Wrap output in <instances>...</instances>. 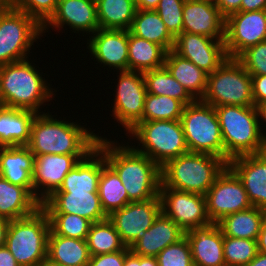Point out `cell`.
I'll return each mask as SVG.
<instances>
[{"mask_svg": "<svg viewBox=\"0 0 266 266\" xmlns=\"http://www.w3.org/2000/svg\"><path fill=\"white\" fill-rule=\"evenodd\" d=\"M118 140L99 136L97 149L116 171L131 202L146 201L159 196L161 168L148 156Z\"/></svg>", "mask_w": 266, "mask_h": 266, "instance_id": "6da1fadb", "label": "cell"}, {"mask_svg": "<svg viewBox=\"0 0 266 266\" xmlns=\"http://www.w3.org/2000/svg\"><path fill=\"white\" fill-rule=\"evenodd\" d=\"M36 114L34 117L29 150L37 155L46 154H90L97 147L99 133L86 128L78 122L66 121V117L56 119L50 111Z\"/></svg>", "mask_w": 266, "mask_h": 266, "instance_id": "7a4b0ae2", "label": "cell"}, {"mask_svg": "<svg viewBox=\"0 0 266 266\" xmlns=\"http://www.w3.org/2000/svg\"><path fill=\"white\" fill-rule=\"evenodd\" d=\"M29 59L0 66V105L45 113L42 106L55 100L57 90Z\"/></svg>", "mask_w": 266, "mask_h": 266, "instance_id": "3957f363", "label": "cell"}, {"mask_svg": "<svg viewBox=\"0 0 266 266\" xmlns=\"http://www.w3.org/2000/svg\"><path fill=\"white\" fill-rule=\"evenodd\" d=\"M224 144V160L266 151L256 106L222 105L215 107Z\"/></svg>", "mask_w": 266, "mask_h": 266, "instance_id": "277c9868", "label": "cell"}, {"mask_svg": "<svg viewBox=\"0 0 266 266\" xmlns=\"http://www.w3.org/2000/svg\"><path fill=\"white\" fill-rule=\"evenodd\" d=\"M227 166L228 163L218 156L188 152L161 167L160 188H172L205 196Z\"/></svg>", "mask_w": 266, "mask_h": 266, "instance_id": "5b68a950", "label": "cell"}, {"mask_svg": "<svg viewBox=\"0 0 266 266\" xmlns=\"http://www.w3.org/2000/svg\"><path fill=\"white\" fill-rule=\"evenodd\" d=\"M50 222L39 208L34 214L9 221L5 245L20 266H45Z\"/></svg>", "mask_w": 266, "mask_h": 266, "instance_id": "8992f818", "label": "cell"}, {"mask_svg": "<svg viewBox=\"0 0 266 266\" xmlns=\"http://www.w3.org/2000/svg\"><path fill=\"white\" fill-rule=\"evenodd\" d=\"M126 134L133 141L138 140V146L141 145L132 147L148 156L160 168L189 152L180 120L140 121Z\"/></svg>", "mask_w": 266, "mask_h": 266, "instance_id": "52a82bcc", "label": "cell"}, {"mask_svg": "<svg viewBox=\"0 0 266 266\" xmlns=\"http://www.w3.org/2000/svg\"><path fill=\"white\" fill-rule=\"evenodd\" d=\"M201 100L214 107L255 106L251 75L236 58H227L213 73L208 74Z\"/></svg>", "mask_w": 266, "mask_h": 266, "instance_id": "ba28073f", "label": "cell"}, {"mask_svg": "<svg viewBox=\"0 0 266 266\" xmlns=\"http://www.w3.org/2000/svg\"><path fill=\"white\" fill-rule=\"evenodd\" d=\"M189 152L208 153L224 159V144L215 107L202 100L184 106L180 119Z\"/></svg>", "mask_w": 266, "mask_h": 266, "instance_id": "9c48e42d", "label": "cell"}, {"mask_svg": "<svg viewBox=\"0 0 266 266\" xmlns=\"http://www.w3.org/2000/svg\"><path fill=\"white\" fill-rule=\"evenodd\" d=\"M43 36L42 26L23 11H1L0 66L28 59L32 45Z\"/></svg>", "mask_w": 266, "mask_h": 266, "instance_id": "30bf717a", "label": "cell"}, {"mask_svg": "<svg viewBox=\"0 0 266 266\" xmlns=\"http://www.w3.org/2000/svg\"><path fill=\"white\" fill-rule=\"evenodd\" d=\"M116 74L119 75L116 90H113L115 93L111 117L114 116L112 119L117 120L118 126L124 127L127 133L142 120L147 94L145 80L141 72L133 70L119 71Z\"/></svg>", "mask_w": 266, "mask_h": 266, "instance_id": "8fae6325", "label": "cell"}, {"mask_svg": "<svg viewBox=\"0 0 266 266\" xmlns=\"http://www.w3.org/2000/svg\"><path fill=\"white\" fill-rule=\"evenodd\" d=\"M205 198L207 215L213 223L252 207L241 180L228 166L209 188Z\"/></svg>", "mask_w": 266, "mask_h": 266, "instance_id": "7c38bea8", "label": "cell"}, {"mask_svg": "<svg viewBox=\"0 0 266 266\" xmlns=\"http://www.w3.org/2000/svg\"><path fill=\"white\" fill-rule=\"evenodd\" d=\"M161 212L176 223L184 232L211 223L207 215L204 195L160 188Z\"/></svg>", "mask_w": 266, "mask_h": 266, "instance_id": "4fadbf2b", "label": "cell"}, {"mask_svg": "<svg viewBox=\"0 0 266 266\" xmlns=\"http://www.w3.org/2000/svg\"><path fill=\"white\" fill-rule=\"evenodd\" d=\"M266 40V10L238 11L225 18L224 44L228 58Z\"/></svg>", "mask_w": 266, "mask_h": 266, "instance_id": "5bb4252c", "label": "cell"}, {"mask_svg": "<svg viewBox=\"0 0 266 266\" xmlns=\"http://www.w3.org/2000/svg\"><path fill=\"white\" fill-rule=\"evenodd\" d=\"M161 213L160 197L129 202L113 211L108 219L113 223L124 245L129 249L143 237Z\"/></svg>", "mask_w": 266, "mask_h": 266, "instance_id": "9a60e30c", "label": "cell"}, {"mask_svg": "<svg viewBox=\"0 0 266 266\" xmlns=\"http://www.w3.org/2000/svg\"><path fill=\"white\" fill-rule=\"evenodd\" d=\"M89 154H46L34 157L33 194L42 203L62 185L69 171Z\"/></svg>", "mask_w": 266, "mask_h": 266, "instance_id": "2e32d148", "label": "cell"}, {"mask_svg": "<svg viewBox=\"0 0 266 266\" xmlns=\"http://www.w3.org/2000/svg\"><path fill=\"white\" fill-rule=\"evenodd\" d=\"M172 50L207 74L213 73L228 58L224 40L187 32L174 38Z\"/></svg>", "mask_w": 266, "mask_h": 266, "instance_id": "e0dca14e", "label": "cell"}, {"mask_svg": "<svg viewBox=\"0 0 266 266\" xmlns=\"http://www.w3.org/2000/svg\"><path fill=\"white\" fill-rule=\"evenodd\" d=\"M69 26L72 33L82 32L94 34L100 27L97 17L95 0H58L56 10L51 18L42 26V32L46 34L50 28L62 31ZM77 31V32H76Z\"/></svg>", "mask_w": 266, "mask_h": 266, "instance_id": "ac0fdd59", "label": "cell"}, {"mask_svg": "<svg viewBox=\"0 0 266 266\" xmlns=\"http://www.w3.org/2000/svg\"><path fill=\"white\" fill-rule=\"evenodd\" d=\"M86 46L91 59L97 61L95 64L103 65L102 68L107 66L114 72L128 70V30L99 28L87 38Z\"/></svg>", "mask_w": 266, "mask_h": 266, "instance_id": "d6986e66", "label": "cell"}, {"mask_svg": "<svg viewBox=\"0 0 266 266\" xmlns=\"http://www.w3.org/2000/svg\"><path fill=\"white\" fill-rule=\"evenodd\" d=\"M41 207L47 214H73L92 223L108 218L98 193L53 192L41 203Z\"/></svg>", "mask_w": 266, "mask_h": 266, "instance_id": "ffe728a7", "label": "cell"}, {"mask_svg": "<svg viewBox=\"0 0 266 266\" xmlns=\"http://www.w3.org/2000/svg\"><path fill=\"white\" fill-rule=\"evenodd\" d=\"M182 18L183 32L224 40L225 17L219 12L215 2L185 0Z\"/></svg>", "mask_w": 266, "mask_h": 266, "instance_id": "44dd1931", "label": "cell"}, {"mask_svg": "<svg viewBox=\"0 0 266 266\" xmlns=\"http://www.w3.org/2000/svg\"><path fill=\"white\" fill-rule=\"evenodd\" d=\"M228 167L241 180L252 206L266 210V151L235 157Z\"/></svg>", "mask_w": 266, "mask_h": 266, "instance_id": "7402d4cb", "label": "cell"}, {"mask_svg": "<svg viewBox=\"0 0 266 266\" xmlns=\"http://www.w3.org/2000/svg\"><path fill=\"white\" fill-rule=\"evenodd\" d=\"M194 266H226L223 234L217 223L192 228L185 232Z\"/></svg>", "mask_w": 266, "mask_h": 266, "instance_id": "603a6c76", "label": "cell"}, {"mask_svg": "<svg viewBox=\"0 0 266 266\" xmlns=\"http://www.w3.org/2000/svg\"><path fill=\"white\" fill-rule=\"evenodd\" d=\"M184 236L185 232L161 212L153 225L130 250L135 255L156 257L167 246L176 243Z\"/></svg>", "mask_w": 266, "mask_h": 266, "instance_id": "cb8c5ba5", "label": "cell"}, {"mask_svg": "<svg viewBox=\"0 0 266 266\" xmlns=\"http://www.w3.org/2000/svg\"><path fill=\"white\" fill-rule=\"evenodd\" d=\"M34 154L26 145L0 147V175L12 184L33 193Z\"/></svg>", "mask_w": 266, "mask_h": 266, "instance_id": "d4e9b609", "label": "cell"}, {"mask_svg": "<svg viewBox=\"0 0 266 266\" xmlns=\"http://www.w3.org/2000/svg\"><path fill=\"white\" fill-rule=\"evenodd\" d=\"M41 202L26 187L15 185L0 175V218L12 221L34 214Z\"/></svg>", "mask_w": 266, "mask_h": 266, "instance_id": "484cf974", "label": "cell"}, {"mask_svg": "<svg viewBox=\"0 0 266 266\" xmlns=\"http://www.w3.org/2000/svg\"><path fill=\"white\" fill-rule=\"evenodd\" d=\"M37 113L0 105V147L27 145Z\"/></svg>", "mask_w": 266, "mask_h": 266, "instance_id": "4316f807", "label": "cell"}, {"mask_svg": "<svg viewBox=\"0 0 266 266\" xmlns=\"http://www.w3.org/2000/svg\"><path fill=\"white\" fill-rule=\"evenodd\" d=\"M101 172L102 153L96 148L69 171L62 185L54 192L98 193Z\"/></svg>", "mask_w": 266, "mask_h": 266, "instance_id": "83f0119b", "label": "cell"}, {"mask_svg": "<svg viewBox=\"0 0 266 266\" xmlns=\"http://www.w3.org/2000/svg\"><path fill=\"white\" fill-rule=\"evenodd\" d=\"M90 257L86 240L55 235L50 230L46 265L87 266Z\"/></svg>", "mask_w": 266, "mask_h": 266, "instance_id": "f1b7e54d", "label": "cell"}, {"mask_svg": "<svg viewBox=\"0 0 266 266\" xmlns=\"http://www.w3.org/2000/svg\"><path fill=\"white\" fill-rule=\"evenodd\" d=\"M164 66L195 100L203 98L208 77L204 70L173 50L166 52Z\"/></svg>", "mask_w": 266, "mask_h": 266, "instance_id": "f546056e", "label": "cell"}, {"mask_svg": "<svg viewBox=\"0 0 266 266\" xmlns=\"http://www.w3.org/2000/svg\"><path fill=\"white\" fill-rule=\"evenodd\" d=\"M266 210L251 208L229 214L217 222L223 236L257 240Z\"/></svg>", "mask_w": 266, "mask_h": 266, "instance_id": "4dcf8cb0", "label": "cell"}, {"mask_svg": "<svg viewBox=\"0 0 266 266\" xmlns=\"http://www.w3.org/2000/svg\"><path fill=\"white\" fill-rule=\"evenodd\" d=\"M166 51L128 30V70L144 73L164 66Z\"/></svg>", "mask_w": 266, "mask_h": 266, "instance_id": "1f68e13d", "label": "cell"}, {"mask_svg": "<svg viewBox=\"0 0 266 266\" xmlns=\"http://www.w3.org/2000/svg\"><path fill=\"white\" fill-rule=\"evenodd\" d=\"M129 31L133 35L160 45L166 52L173 49L174 37L155 10L137 9Z\"/></svg>", "mask_w": 266, "mask_h": 266, "instance_id": "d6a6232c", "label": "cell"}, {"mask_svg": "<svg viewBox=\"0 0 266 266\" xmlns=\"http://www.w3.org/2000/svg\"><path fill=\"white\" fill-rule=\"evenodd\" d=\"M98 194L103 211L109 216L129 202L127 191L116 171L106 162L102 154V172L98 183Z\"/></svg>", "mask_w": 266, "mask_h": 266, "instance_id": "836d02e7", "label": "cell"}, {"mask_svg": "<svg viewBox=\"0 0 266 266\" xmlns=\"http://www.w3.org/2000/svg\"><path fill=\"white\" fill-rule=\"evenodd\" d=\"M101 29L129 30L136 12L134 0H95Z\"/></svg>", "mask_w": 266, "mask_h": 266, "instance_id": "e575fe53", "label": "cell"}, {"mask_svg": "<svg viewBox=\"0 0 266 266\" xmlns=\"http://www.w3.org/2000/svg\"><path fill=\"white\" fill-rule=\"evenodd\" d=\"M142 74L147 93L178 99L185 106L195 101L188 91L168 72L165 66Z\"/></svg>", "mask_w": 266, "mask_h": 266, "instance_id": "d590c367", "label": "cell"}, {"mask_svg": "<svg viewBox=\"0 0 266 266\" xmlns=\"http://www.w3.org/2000/svg\"><path fill=\"white\" fill-rule=\"evenodd\" d=\"M86 242L91 256L121 251L126 247L108 218L92 223Z\"/></svg>", "mask_w": 266, "mask_h": 266, "instance_id": "8d00e7d4", "label": "cell"}, {"mask_svg": "<svg viewBox=\"0 0 266 266\" xmlns=\"http://www.w3.org/2000/svg\"><path fill=\"white\" fill-rule=\"evenodd\" d=\"M184 106L178 99L147 93L141 121L180 120Z\"/></svg>", "mask_w": 266, "mask_h": 266, "instance_id": "74e56055", "label": "cell"}, {"mask_svg": "<svg viewBox=\"0 0 266 266\" xmlns=\"http://www.w3.org/2000/svg\"><path fill=\"white\" fill-rule=\"evenodd\" d=\"M226 266H246L258 254L257 240L223 236Z\"/></svg>", "mask_w": 266, "mask_h": 266, "instance_id": "f35d334b", "label": "cell"}, {"mask_svg": "<svg viewBox=\"0 0 266 266\" xmlns=\"http://www.w3.org/2000/svg\"><path fill=\"white\" fill-rule=\"evenodd\" d=\"M50 230L59 236L86 240L92 222L73 214H47Z\"/></svg>", "mask_w": 266, "mask_h": 266, "instance_id": "ab89813d", "label": "cell"}, {"mask_svg": "<svg viewBox=\"0 0 266 266\" xmlns=\"http://www.w3.org/2000/svg\"><path fill=\"white\" fill-rule=\"evenodd\" d=\"M185 0H160L155 11L175 38L183 32V6Z\"/></svg>", "mask_w": 266, "mask_h": 266, "instance_id": "60d3db41", "label": "cell"}, {"mask_svg": "<svg viewBox=\"0 0 266 266\" xmlns=\"http://www.w3.org/2000/svg\"><path fill=\"white\" fill-rule=\"evenodd\" d=\"M159 266H194L189 242L184 236L156 256Z\"/></svg>", "mask_w": 266, "mask_h": 266, "instance_id": "b9f144b4", "label": "cell"}, {"mask_svg": "<svg viewBox=\"0 0 266 266\" xmlns=\"http://www.w3.org/2000/svg\"><path fill=\"white\" fill-rule=\"evenodd\" d=\"M58 0H14L13 8L33 17L43 26L54 14Z\"/></svg>", "mask_w": 266, "mask_h": 266, "instance_id": "7bdbcfd3", "label": "cell"}, {"mask_svg": "<svg viewBox=\"0 0 266 266\" xmlns=\"http://www.w3.org/2000/svg\"><path fill=\"white\" fill-rule=\"evenodd\" d=\"M236 59L250 75L266 74V40L249 47Z\"/></svg>", "mask_w": 266, "mask_h": 266, "instance_id": "ee69618b", "label": "cell"}, {"mask_svg": "<svg viewBox=\"0 0 266 266\" xmlns=\"http://www.w3.org/2000/svg\"><path fill=\"white\" fill-rule=\"evenodd\" d=\"M130 251L125 247L121 251L91 256L87 266H124L125 256Z\"/></svg>", "mask_w": 266, "mask_h": 266, "instance_id": "f6af8a7d", "label": "cell"}, {"mask_svg": "<svg viewBox=\"0 0 266 266\" xmlns=\"http://www.w3.org/2000/svg\"><path fill=\"white\" fill-rule=\"evenodd\" d=\"M252 79V96L255 106L266 102V74L251 75Z\"/></svg>", "mask_w": 266, "mask_h": 266, "instance_id": "bcb514c9", "label": "cell"}, {"mask_svg": "<svg viewBox=\"0 0 266 266\" xmlns=\"http://www.w3.org/2000/svg\"><path fill=\"white\" fill-rule=\"evenodd\" d=\"M242 0H217L215 5L219 12L226 18L232 13L238 12L241 7Z\"/></svg>", "mask_w": 266, "mask_h": 266, "instance_id": "7dc6e473", "label": "cell"}, {"mask_svg": "<svg viewBox=\"0 0 266 266\" xmlns=\"http://www.w3.org/2000/svg\"><path fill=\"white\" fill-rule=\"evenodd\" d=\"M266 10V0H242L239 11H259Z\"/></svg>", "mask_w": 266, "mask_h": 266, "instance_id": "c3c4849f", "label": "cell"}, {"mask_svg": "<svg viewBox=\"0 0 266 266\" xmlns=\"http://www.w3.org/2000/svg\"><path fill=\"white\" fill-rule=\"evenodd\" d=\"M0 266H20L6 245L0 247Z\"/></svg>", "mask_w": 266, "mask_h": 266, "instance_id": "681fc988", "label": "cell"}, {"mask_svg": "<svg viewBox=\"0 0 266 266\" xmlns=\"http://www.w3.org/2000/svg\"><path fill=\"white\" fill-rule=\"evenodd\" d=\"M256 109H257V113H258L260 131H261L263 138L266 140V102L257 104ZM264 122H265V124H264ZM264 129H265V131H264Z\"/></svg>", "mask_w": 266, "mask_h": 266, "instance_id": "f907efd6", "label": "cell"}, {"mask_svg": "<svg viewBox=\"0 0 266 266\" xmlns=\"http://www.w3.org/2000/svg\"><path fill=\"white\" fill-rule=\"evenodd\" d=\"M258 252L266 254V214L257 239Z\"/></svg>", "mask_w": 266, "mask_h": 266, "instance_id": "816d5d0a", "label": "cell"}, {"mask_svg": "<svg viewBox=\"0 0 266 266\" xmlns=\"http://www.w3.org/2000/svg\"><path fill=\"white\" fill-rule=\"evenodd\" d=\"M160 0H134L136 9L155 10Z\"/></svg>", "mask_w": 266, "mask_h": 266, "instance_id": "f5cc1de1", "label": "cell"}, {"mask_svg": "<svg viewBox=\"0 0 266 266\" xmlns=\"http://www.w3.org/2000/svg\"><path fill=\"white\" fill-rule=\"evenodd\" d=\"M8 224V220L0 218V247L5 245Z\"/></svg>", "mask_w": 266, "mask_h": 266, "instance_id": "db71d44e", "label": "cell"}, {"mask_svg": "<svg viewBox=\"0 0 266 266\" xmlns=\"http://www.w3.org/2000/svg\"><path fill=\"white\" fill-rule=\"evenodd\" d=\"M246 266H266V254L258 252L255 258Z\"/></svg>", "mask_w": 266, "mask_h": 266, "instance_id": "11a10c76", "label": "cell"}, {"mask_svg": "<svg viewBox=\"0 0 266 266\" xmlns=\"http://www.w3.org/2000/svg\"><path fill=\"white\" fill-rule=\"evenodd\" d=\"M124 266H139V255H135L132 251H130L125 256Z\"/></svg>", "mask_w": 266, "mask_h": 266, "instance_id": "9f6ffc18", "label": "cell"}, {"mask_svg": "<svg viewBox=\"0 0 266 266\" xmlns=\"http://www.w3.org/2000/svg\"><path fill=\"white\" fill-rule=\"evenodd\" d=\"M139 266H159L156 257L140 256Z\"/></svg>", "mask_w": 266, "mask_h": 266, "instance_id": "6f0895ef", "label": "cell"}, {"mask_svg": "<svg viewBox=\"0 0 266 266\" xmlns=\"http://www.w3.org/2000/svg\"><path fill=\"white\" fill-rule=\"evenodd\" d=\"M14 0H0V12L13 8Z\"/></svg>", "mask_w": 266, "mask_h": 266, "instance_id": "680465c9", "label": "cell"}]
</instances>
